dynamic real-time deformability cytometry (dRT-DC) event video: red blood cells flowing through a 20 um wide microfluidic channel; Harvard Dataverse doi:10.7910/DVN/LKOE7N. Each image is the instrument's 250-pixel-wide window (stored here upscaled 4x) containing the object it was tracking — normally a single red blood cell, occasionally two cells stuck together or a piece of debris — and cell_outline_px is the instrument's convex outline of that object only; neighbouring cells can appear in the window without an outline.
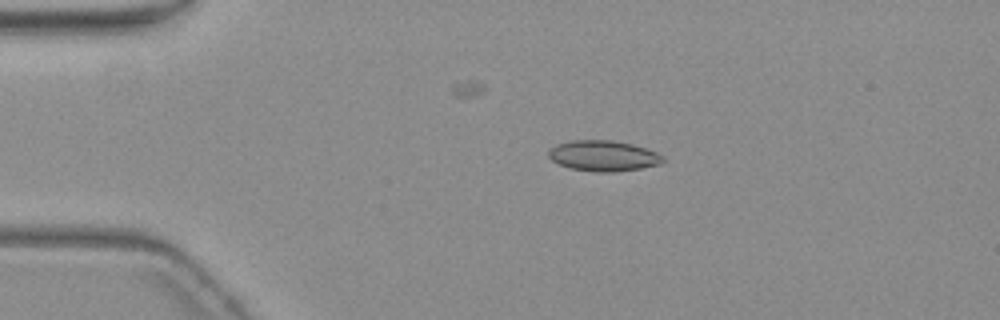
{"species": "common noctule bat (a hibernating species)", "species_latin": "Nyctalus noctula", "temperature_condition": "warm", "stored_images_in_passage": 4, "camera_frame_rate_fps": 3000, "um_per_image_px": 0.085, "animal": {"sex": "female", "body_mass_g": 19.3, "forearm_length_mm": 54.1}, "frame": {"image": 1, "passage_image": 2, "time_ms": 2.0, "image_size_px": [1000, 320], "cell_outline_px": [[664, 160], [660, 164], [640, 168], [616, 172], [596, 172], [572, 168], [560, 164], [552, 160], [548, 156], [548, 148], [556, 144], [572, 140], [612, 140], [632, 144], [656, 152], [664, 156]], "centroid_in_image_um": [51.27, 13.24], "position_along_channel_um": 33.7, "area_um2": 20.4}}
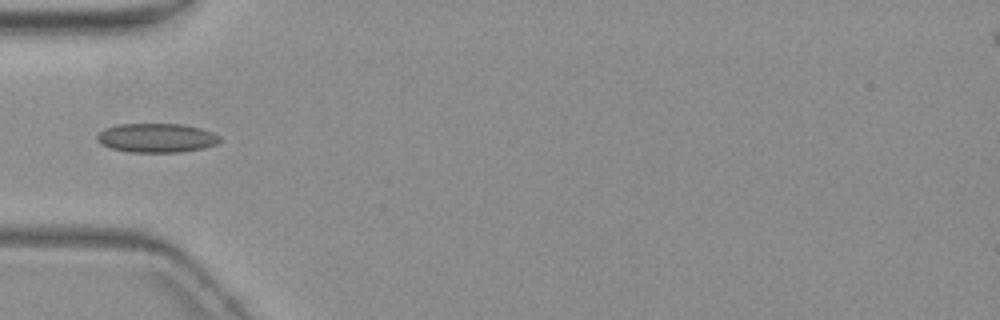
{"frame": {"image": 2, "passage_image": 4, "time_ms": 4.333, "image_size_px": [1000, 320], "cell_outline_px": [[220, 140], [216, 144], [204, 148], [180, 152], [128, 152], [112, 148], [100, 144], [96, 140], [96, 136], [104, 128], [120, 124], [180, 124], [200, 128], [212, 132], [220, 136]], "centroid_in_image_um": [13.29, 11.72], "position_along_channel_um": 71.7, "area_um2": 20.81}}